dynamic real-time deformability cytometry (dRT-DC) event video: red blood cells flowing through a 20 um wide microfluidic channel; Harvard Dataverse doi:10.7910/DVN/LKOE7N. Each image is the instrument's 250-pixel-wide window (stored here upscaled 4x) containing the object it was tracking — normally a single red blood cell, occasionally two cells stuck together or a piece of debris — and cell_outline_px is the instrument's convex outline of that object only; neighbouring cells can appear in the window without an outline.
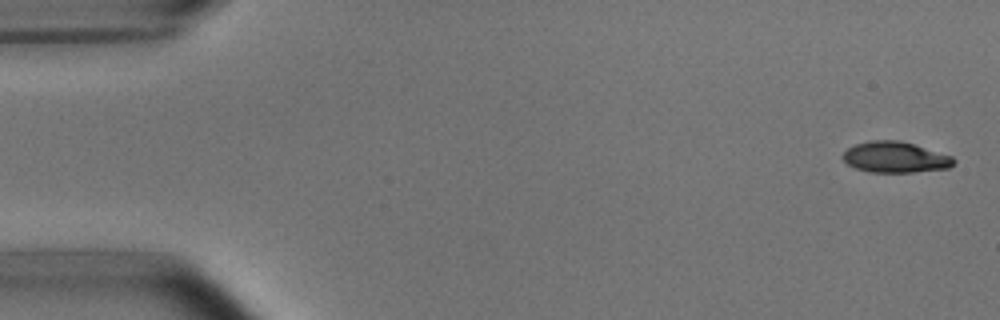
{"species": "common noctule bat (a hibernating species)", "species_latin": "Nyctalus noctula", "temperature_condition": "room temperature", "stored_images_in_passage": 6, "segment_of_instrument_passage": [1, 2], "camera_frame_rate_fps": 3000, "um_per_image_px": 0.085, "animal": {"sex": "male", "body_mass_g": 15.6}, "frame": {"image": 1, "passage_image": 1, "time_ms": 0.0, "image_size_px": [1000, 320], "cell_outline_px": [[956, 164], [948, 168], [912, 172], [868, 172], [856, 168], [848, 164], [840, 156], [848, 148], [856, 144], [872, 140], [900, 140], [952, 156], [956, 160]], "centroid_in_image_um": [76.09, 13.36], "position_along_channel_um": 8.9, "area_um2": 19.94}}
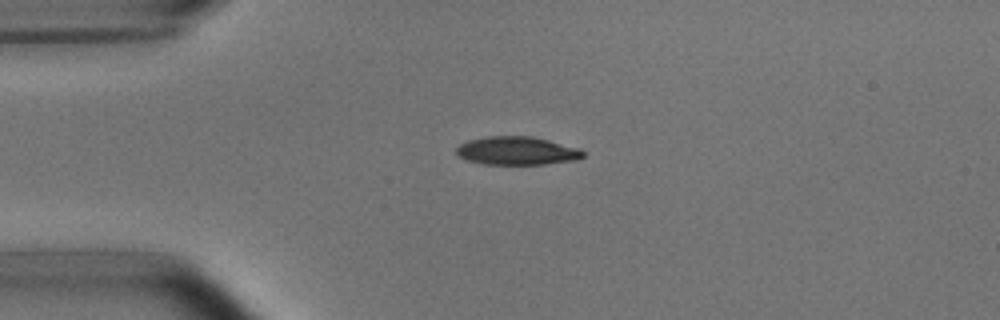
{"frame": {"image": 2, "passage_image": 4, "time_ms": 3.667, "image_size_px": [1000, 320], "cell_outline_px": [[584, 156], [576, 160], [544, 164], [484, 164], [468, 160], [460, 156], [456, 152], [456, 148], [460, 144], [468, 140], [488, 136], [532, 136], [580, 148], [584, 152]], "centroid_in_image_um": [43.96, 12.81], "position_along_channel_um": 41.0, "area_um2": 20.81}}